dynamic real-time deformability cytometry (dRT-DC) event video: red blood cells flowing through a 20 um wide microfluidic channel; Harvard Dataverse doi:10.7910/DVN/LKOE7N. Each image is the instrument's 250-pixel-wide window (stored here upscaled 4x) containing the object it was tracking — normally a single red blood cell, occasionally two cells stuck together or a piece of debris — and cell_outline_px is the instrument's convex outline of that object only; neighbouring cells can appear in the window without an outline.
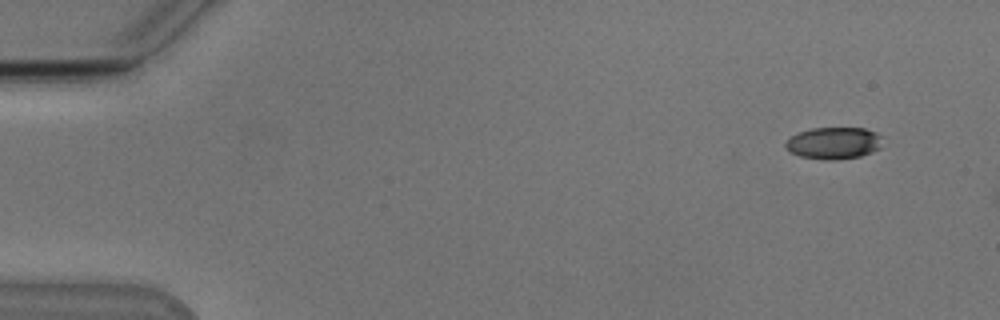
{"species": "Egyptian fruit bat (a non-hibernating species)", "species_latin": "Rousettus aegyptiacus", "temperature_condition": "cold", "stored_images_in_passage": 3, "camera_frame_rate_fps": 3000, "um_per_image_px": 0.085, "animal": {"sex": "male"}, "frame": {"image": 1, "passage_image": 1, "time_ms": 0.0, "image_size_px": [1000, 320], "cell_outline_px": [[880, 148], [872, 152], [860, 156], [836, 160], [824, 160], [800, 156], [784, 148], [784, 144], [792, 136], [800, 132], [812, 128], [864, 128], [876, 132], [880, 136]], "centroid_in_image_um": [70.86, 12.17], "position_along_channel_um": 14.1, "area_um2": 17.92}}